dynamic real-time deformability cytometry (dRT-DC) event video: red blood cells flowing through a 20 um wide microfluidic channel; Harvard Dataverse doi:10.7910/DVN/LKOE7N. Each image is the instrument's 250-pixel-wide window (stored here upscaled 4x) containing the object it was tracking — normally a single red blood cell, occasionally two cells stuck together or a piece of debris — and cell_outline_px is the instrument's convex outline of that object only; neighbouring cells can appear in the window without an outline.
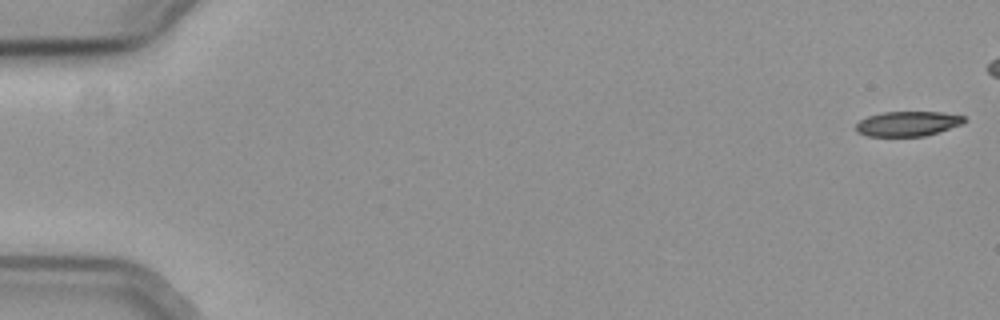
{"species": "common noctule bat (a hibernating species)", "species_latin": "Nyctalus noctula", "temperature_condition": "cold", "stored_images_in_passage": 17, "camera_frame_rate_fps": 3000, "um_per_image_px": 0.085, "animal": {"sex": "female", "body_mass_g": 19.3, "forearm_length_mm": 54.1}, "frame": {"image": 1, "passage_image": 1, "time_ms": 0.0, "image_size_px": [1000, 320], "cell_outline_px": [[968, 120], [964, 124], [924, 136], [868, 136], [856, 132], [856, 124], [860, 120], [868, 116], [884, 112], [940, 112], [964, 116]], "centroid_in_image_um": [77.18, 10.51], "position_along_channel_um": 7.8, "area_um2": 15.72}}
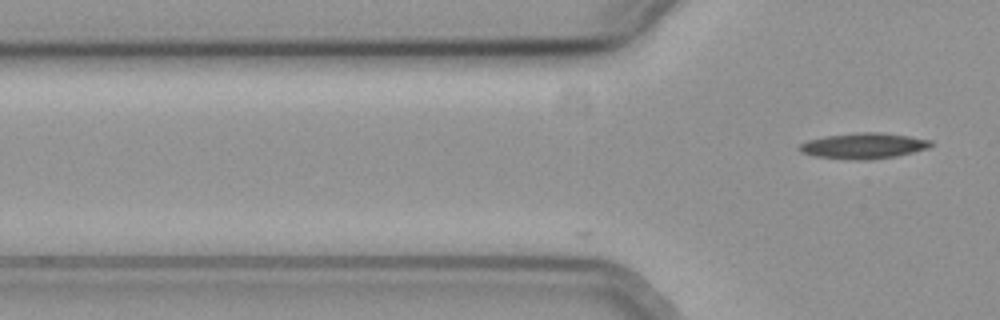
{"frame": {"image": 2, "passage_image": 17, "time_ms": 5.333, "image_size_px": [1000, 320], "cell_outline_px": [[932, 144], [928, 148], [896, 156], [872, 160], [856, 160], [816, 156], [800, 152], [796, 148], [800, 144], [808, 140], [828, 136], [864, 132], [876, 132], [908, 136], [932, 140]], "centroid_in_image_um": [73.39, 12.4], "position_along_channel_um": 52.4, "area_um2": 19.48}}